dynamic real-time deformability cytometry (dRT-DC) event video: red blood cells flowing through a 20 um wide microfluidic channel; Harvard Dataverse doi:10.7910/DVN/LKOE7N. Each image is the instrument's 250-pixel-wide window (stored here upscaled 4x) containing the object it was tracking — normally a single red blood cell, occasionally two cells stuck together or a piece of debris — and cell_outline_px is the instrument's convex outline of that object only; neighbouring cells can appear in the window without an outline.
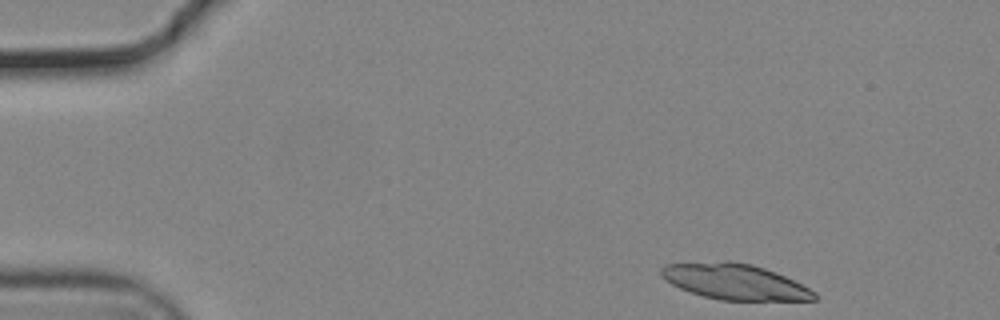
{"species": "common noctule bat (a hibernating species)", "species_latin": "Nyctalus noctula", "temperature_condition": "cold", "stored_images_in_passage": 49, "segment_of_instrument_passage": [1, 2], "camera_frame_rate_fps": 3000, "um_per_image_px": 0.085, "animal": {"sex": "male", "body_mass_g": 19.2, "forearm_length_mm": 51.8}, "frame": {"image": 1, "passage_image": 1, "time_ms": 0.0, "image_size_px": [1000, 320], "cell_outline_px": [[816, 300], [720, 300], [704, 296], [680, 288], [672, 284], [660, 272], [660, 268], [668, 264], [728, 260], [752, 264], [776, 272], [816, 292]], "centroid_in_image_um": [62.47, 23.93], "position_along_channel_um": 22.5, "area_um2": 31.44}}